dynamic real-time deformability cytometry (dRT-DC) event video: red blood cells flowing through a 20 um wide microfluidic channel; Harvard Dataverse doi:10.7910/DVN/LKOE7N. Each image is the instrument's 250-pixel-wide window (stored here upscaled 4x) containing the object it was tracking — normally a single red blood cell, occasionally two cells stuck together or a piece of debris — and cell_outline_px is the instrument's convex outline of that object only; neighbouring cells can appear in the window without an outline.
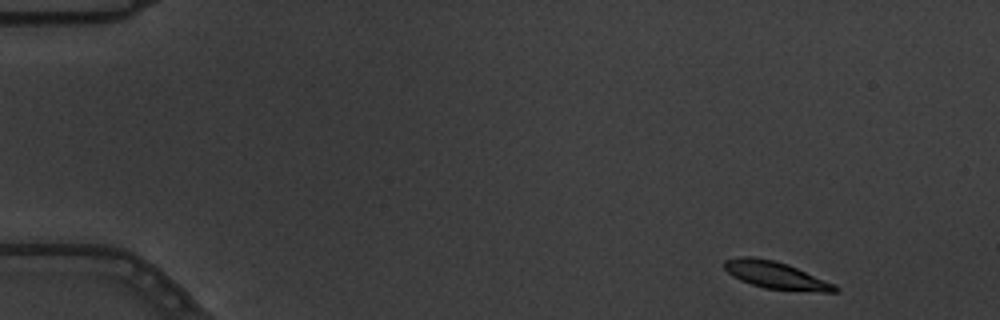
{"species": "common noctule bat (a hibernating species)", "species_latin": "Nyctalus noctula", "temperature_condition": "warm", "stored_images_in_passage": 3, "camera_frame_rate_fps": 3000, "um_per_image_px": 0.085, "animal": {"sex": "male", "body_mass_g": 19.5, "forearm_length_mm": 54.6}, "frame": {"image": 1, "passage_image": 1, "time_ms": 0.0, "image_size_px": [1000, 320], "cell_outline_px": [[840, 292], [820, 292], [764, 288], [740, 280], [732, 276], [724, 268], [724, 260], [740, 256], [752, 256], [772, 260], [788, 264], [836, 284], [840, 288]], "centroid_in_image_um": [65.98, 23.39], "position_along_channel_um": 19.0, "area_um2": 17.69}}